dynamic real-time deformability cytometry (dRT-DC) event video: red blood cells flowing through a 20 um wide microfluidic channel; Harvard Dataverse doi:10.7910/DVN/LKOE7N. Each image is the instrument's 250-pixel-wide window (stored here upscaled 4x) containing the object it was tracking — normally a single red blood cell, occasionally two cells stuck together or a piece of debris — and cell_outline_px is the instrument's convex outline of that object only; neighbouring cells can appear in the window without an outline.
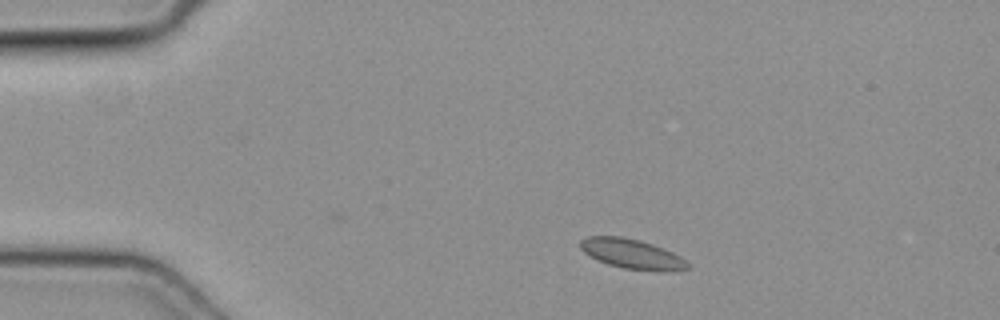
{"species": "common noctule bat (a hibernating species)", "species_latin": "Nyctalus noctula", "temperature_condition": "cold", "stored_images_in_passage": 41, "camera_frame_rate_fps": 3000, "um_per_image_px": 0.085, "animal": {"sex": "female", "body_mass_g": 19.3, "forearm_length_mm": 54.1}, "frame": {"image": 1, "passage_image": 1, "time_ms": 0.0, "image_size_px": [1000, 320], "cell_outline_px": [[692, 268], [676, 272], [660, 272], [624, 268], [608, 264], [596, 260], [584, 252], [580, 248], [580, 240], [588, 236], [624, 236], [640, 240], [652, 244], [672, 252], [688, 260], [692, 264]], "centroid_in_image_um": [53.8, 21.61], "position_along_channel_um": 31.2, "area_um2": 19.13}}
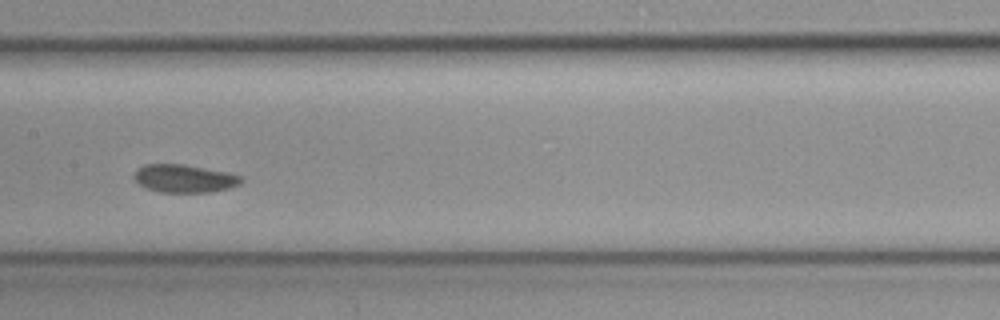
{"frame": {"image": 2, "passage_image": 17, "time_ms": 5.333, "image_size_px": [1000, 320], "cell_outline_px": [[244, 180], [240, 184], [228, 188], [212, 192], [160, 192], [144, 188], [132, 176], [136, 168], [144, 164], [184, 164], [224, 172], [240, 176]], "centroid_in_image_um": [15.61, 15.17], "position_along_channel_um": 191.8, "area_um2": 17.46}}
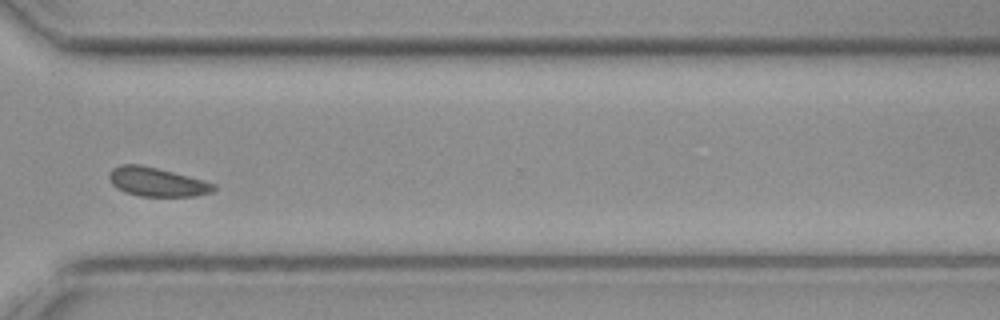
{"frame": {"image": 3, "passage_image": 29, "time_ms": 9.333, "image_size_px": [1000, 320], "cell_outline_px": [[216, 188], [212, 192], [196, 196], [140, 196], [124, 192], [116, 188], [112, 184], [108, 176], [108, 172], [112, 168], [120, 164], [140, 164], [204, 180], [216, 184]], "centroid_in_image_um": [13.31, 15.46], "position_along_channel_um": 357.3, "area_um2": 17.69}}